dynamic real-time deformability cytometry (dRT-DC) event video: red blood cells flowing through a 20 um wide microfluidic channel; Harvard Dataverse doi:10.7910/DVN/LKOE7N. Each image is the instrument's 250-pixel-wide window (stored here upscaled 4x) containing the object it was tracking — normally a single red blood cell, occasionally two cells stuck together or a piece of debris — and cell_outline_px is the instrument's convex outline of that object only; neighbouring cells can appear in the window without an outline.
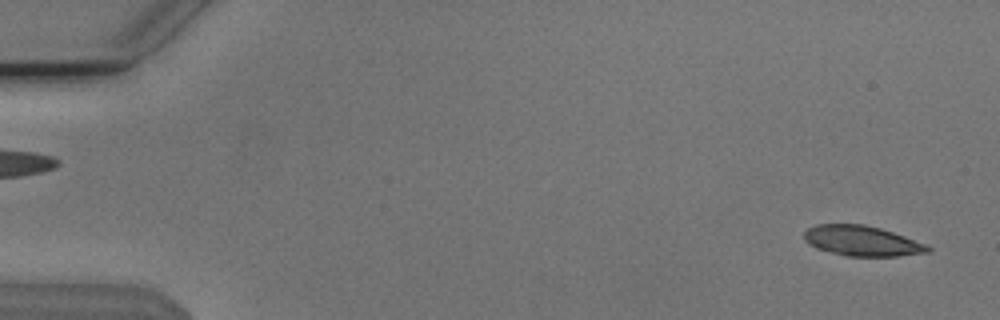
{"species": "Egyptian fruit bat (a non-hibernating species)", "species_latin": "Rousettus aegyptiacus", "temperature_condition": "cold", "stored_images_in_passage": 9, "camera_frame_rate_fps": 3000, "um_per_image_px": 0.085, "animal": {"sex": "male"}, "frame": {"image": 1, "passage_image": 2, "time_ms": 0.333, "image_size_px": [1000, 320], "cell_outline_px": [[932, 252], [896, 256], [848, 256], [816, 248], [808, 244], [804, 240], [804, 232], [808, 228], [816, 224], [864, 224], [880, 228], [904, 236], [924, 244], [932, 248]], "centroid_in_image_um": [73.25, 20.47], "position_along_channel_um": 11.8, "area_um2": 21.68}}